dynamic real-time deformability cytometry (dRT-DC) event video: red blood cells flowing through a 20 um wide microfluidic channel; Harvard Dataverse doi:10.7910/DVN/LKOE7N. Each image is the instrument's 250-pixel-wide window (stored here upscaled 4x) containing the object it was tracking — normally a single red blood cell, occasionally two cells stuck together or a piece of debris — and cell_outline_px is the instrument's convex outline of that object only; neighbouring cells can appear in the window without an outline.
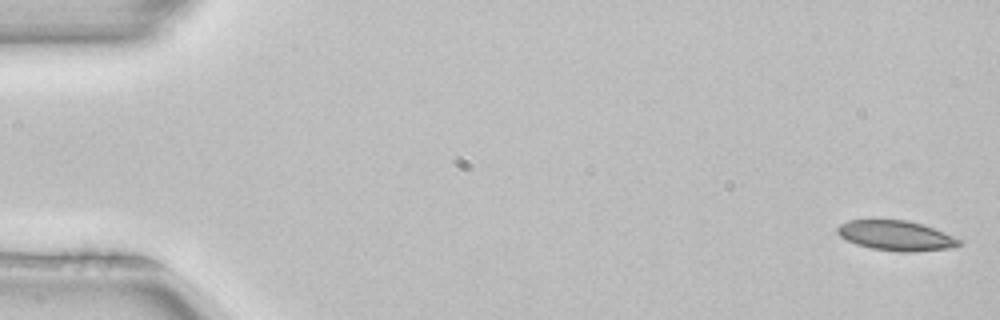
{"species": "common noctule bat (a hibernating species)", "species_latin": "Nyctalus noctula", "temperature_condition": "room temperature", "stored_images_in_passage": 51, "camera_frame_rate_fps": 3000, "um_per_image_px": 0.085, "animal": {"sex": "female", "body_mass_g": 22.7, "forearm_length_mm": 54.2}, "frame": {"image": 1, "passage_image": 1, "time_ms": 0.0, "image_size_px": [1000, 320], "cell_outline_px": [[964, 244], [956, 248], [912, 252], [896, 252], [872, 248], [856, 244], [840, 236], [836, 232], [836, 228], [840, 224], [848, 220], [908, 220], [924, 224], [964, 240]], "centroid_in_image_um": [76.25, 20.04], "position_along_channel_um": 8.8, "area_um2": 21.68}}
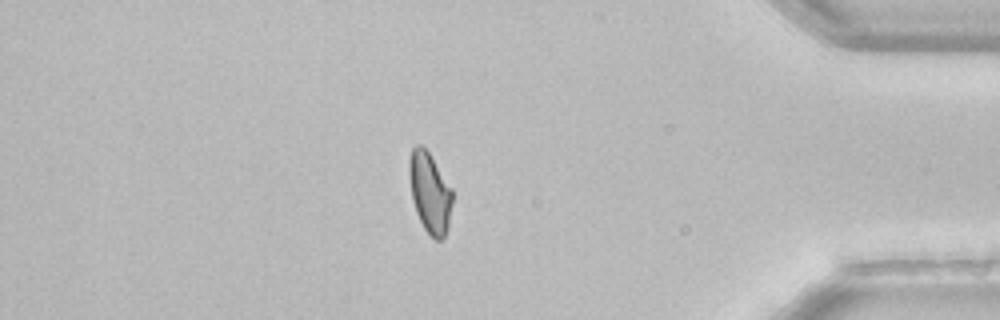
{"frame": {"image": 2, "passage_image": 44, "time_ms": 14.333, "image_size_px": [1000, 320], "cell_outline_px": [[452, 204], [448, 228], [444, 236], [440, 240], [436, 240], [424, 228], [416, 212], [412, 200], [408, 172], [408, 160], [412, 148], [416, 144], [420, 144], [428, 152], [452, 188]], "centroid_in_image_um": [36.52, 16.36], "position_along_channel_um": 398.7, "area_um2": 20.23}}
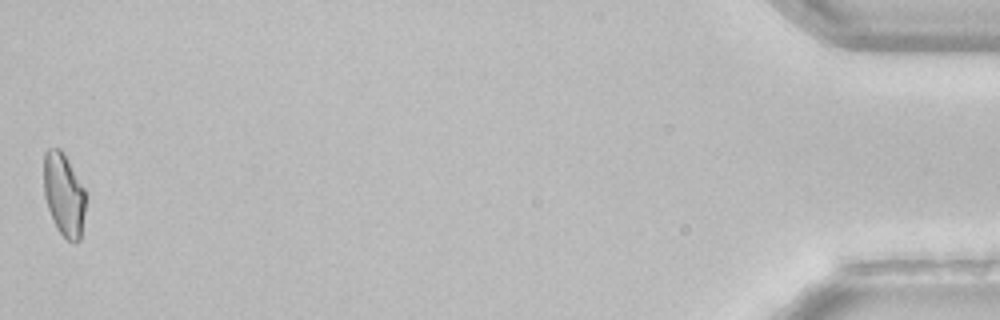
{"frame": {"image": 3, "passage_image": 51, "time_ms": 16.667, "image_size_px": [1000, 320], "cell_outline_px": [[84, 212], [80, 240], [76, 244], [72, 244], [60, 232], [52, 220], [44, 196], [44, 152], [48, 148], [60, 148], [64, 152], [84, 188]], "centroid_in_image_um": [5.41, 16.53], "position_along_channel_um": 429.8, "area_um2": 20.23}}